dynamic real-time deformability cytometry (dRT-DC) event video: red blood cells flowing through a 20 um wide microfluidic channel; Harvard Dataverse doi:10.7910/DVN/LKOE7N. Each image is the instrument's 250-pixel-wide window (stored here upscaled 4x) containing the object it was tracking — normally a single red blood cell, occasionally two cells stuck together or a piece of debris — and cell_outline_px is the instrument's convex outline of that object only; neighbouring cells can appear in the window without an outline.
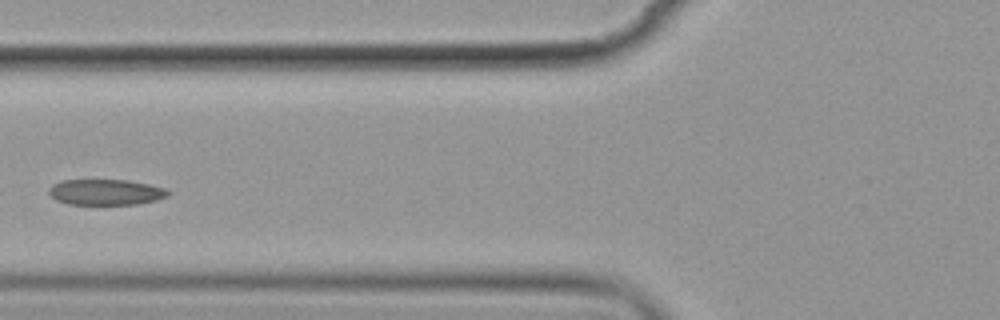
{"species": "common noctule bat (a hibernating species)", "species_latin": "Nyctalus noctula", "temperature_condition": "cold", "stored_images_in_passage": 13, "camera_frame_rate_fps": 3000, "um_per_image_px": 0.085, "animal": {"sex": "female", "body_mass_g": 19.9}, "frame": {"image": 1, "passage_image": 8, "time_ms": 9.333, "image_size_px": [1000, 320], "cell_outline_px": [[168, 196], [156, 200], [136, 204], [68, 204], [56, 200], [48, 192], [48, 188], [52, 184], [60, 180], [128, 180], [168, 188]], "centroid_in_image_um": [8.97, 16.32], "position_along_channel_um": 116.8, "area_um2": 17.92}}
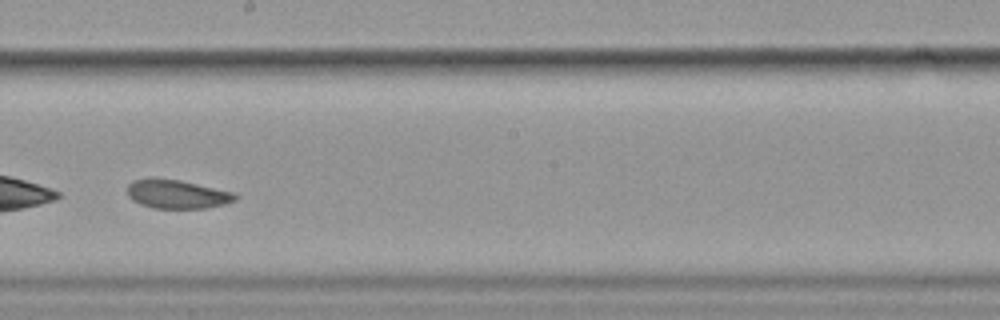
{"frame": {"image": 2, "passage_image": 11, "time_ms": 12.667, "image_size_px": [1000, 320], "cell_outline_px": [[240, 196], [236, 200], [224, 204], [204, 208], [152, 208], [140, 204], [132, 200], [128, 196], [128, 184], [132, 180], [148, 176], [156, 176], [180, 180], [236, 192]], "centroid_in_image_um": [15.03, 16.47], "position_along_channel_um": 233.2, "area_um2": 18.67}}
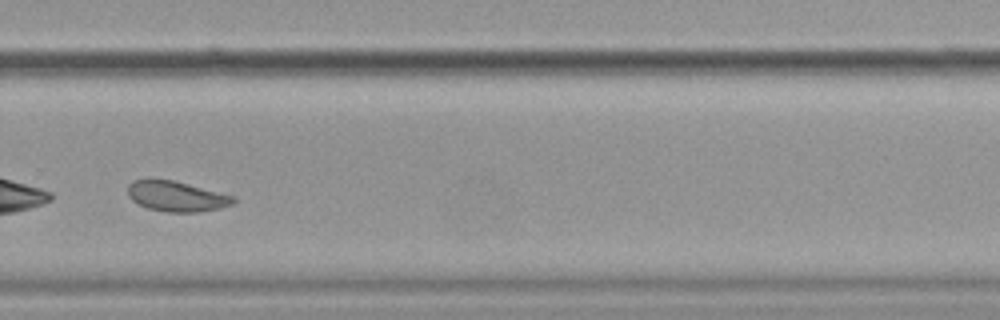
{"frame": {"image": 3, "passage_image": 13, "time_ms": 15.0, "image_size_px": [1000, 320], "cell_outline_px": [[236, 200], [232, 204], [220, 208], [200, 212], [168, 212], [148, 208], [132, 200], [128, 196], [128, 184], [132, 180], [148, 176], [172, 180], [236, 196]], "centroid_in_image_um": [14.96, 16.65], "position_along_channel_um": 314.8, "area_um2": 19.07}}